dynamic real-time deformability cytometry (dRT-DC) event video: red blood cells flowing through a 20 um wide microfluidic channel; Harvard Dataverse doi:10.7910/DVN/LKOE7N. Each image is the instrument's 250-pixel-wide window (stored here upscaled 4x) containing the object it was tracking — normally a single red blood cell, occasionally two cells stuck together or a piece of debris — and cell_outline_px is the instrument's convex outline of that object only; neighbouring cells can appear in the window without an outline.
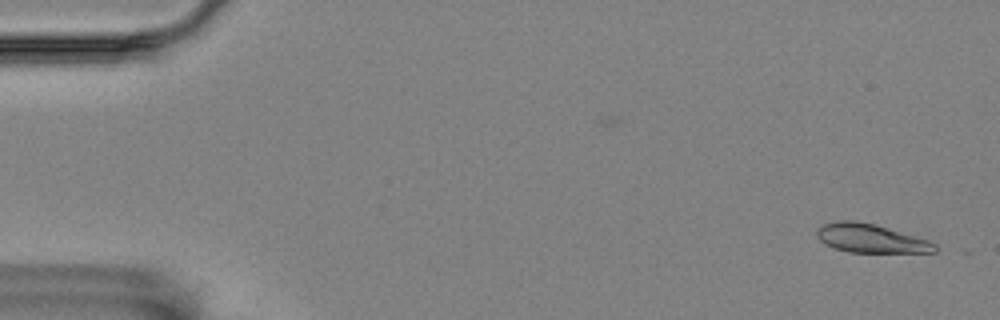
{"species": "Egyptian fruit bat (a non-hibernating species)", "species_latin": "Rousettus aegyptiacus", "temperature_condition": "room temperature", "stored_images_in_passage": 24, "camera_frame_rate_fps": 3000, "um_per_image_px": 0.085, "animal": {"sex": "female"}, "frame": {"image": 1, "passage_image": 2, "time_ms": 0.333, "image_size_px": [1000, 320], "cell_outline_px": [[936, 252], [848, 252], [824, 244], [816, 236], [816, 232], [824, 224], [836, 220], [856, 220], [888, 228], [928, 240], [936, 244]], "centroid_in_image_um": [73.98, 20.26], "position_along_channel_um": 11.0, "area_um2": 19.48}}
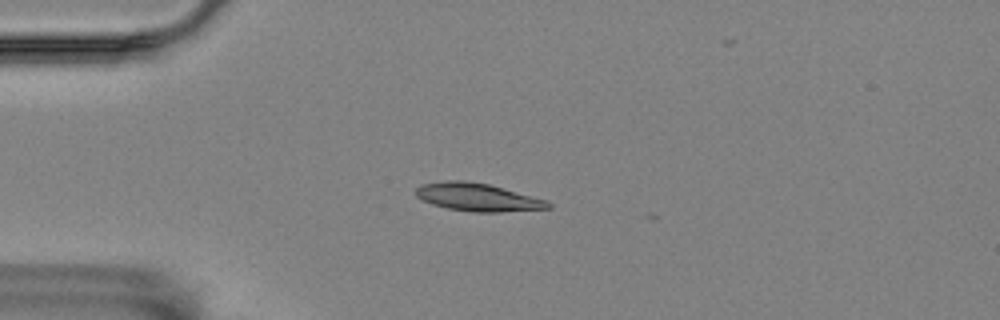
{"frame": {"image": 2, "passage_image": 14, "time_ms": 4.333, "image_size_px": [1000, 320], "cell_outline_px": [[552, 208], [500, 212], [472, 212], [448, 208], [432, 204], [416, 196], [416, 188], [420, 184], [444, 180], [464, 180], [488, 184], [548, 200], [552, 204]], "centroid_in_image_um": [40.61, 16.76], "position_along_channel_um": 44.4, "area_um2": 21.56}}